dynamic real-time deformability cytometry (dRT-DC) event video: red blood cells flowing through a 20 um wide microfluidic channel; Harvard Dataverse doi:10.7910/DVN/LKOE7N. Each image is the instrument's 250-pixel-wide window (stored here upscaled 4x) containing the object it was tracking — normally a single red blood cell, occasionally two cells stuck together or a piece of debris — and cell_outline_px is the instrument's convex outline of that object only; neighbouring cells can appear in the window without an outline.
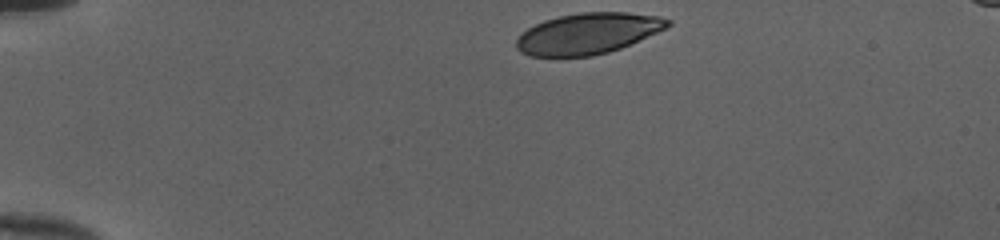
{"species": "human", "species_latin": "Homo sapiens", "temperature_condition": "cold", "stored_images_in_passage": 35, "camera_frame_rate_fps": 3000, "um_per_image_px": 0.085, "donor": {"sex": "female"}, "frame": {"image": 1, "passage_image": 1, "time_ms": 0.0, "image_size_px": [1000, 240], "cell_outline_px": [[672, 24], [668, 28], [620, 48], [608, 52], [592, 56], [532, 56], [520, 52], [516, 48], [516, 40], [528, 28], [544, 20], [560, 16], [580, 12], [628, 12], [660, 16], [672, 20]], "centroid_in_image_um": [50.02, 2.84], "position_along_channel_um": 35.0, "area_um2": 36.13}}
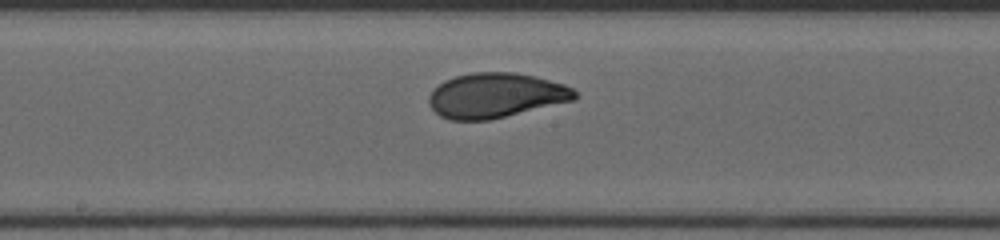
{"frame": {"image": 2, "passage_image": 19, "time_ms": 6.0, "image_size_px": [1000, 240], "cell_outline_px": [[576, 100], [488, 120], [448, 120], [440, 116], [428, 104], [428, 96], [444, 80], [456, 76], [472, 72], [516, 72], [536, 76], [564, 84], [572, 88], [576, 92]], "centroid_in_image_um": [42.14, 8.11], "position_along_channel_um": 206.1, "area_um2": 38.15}}
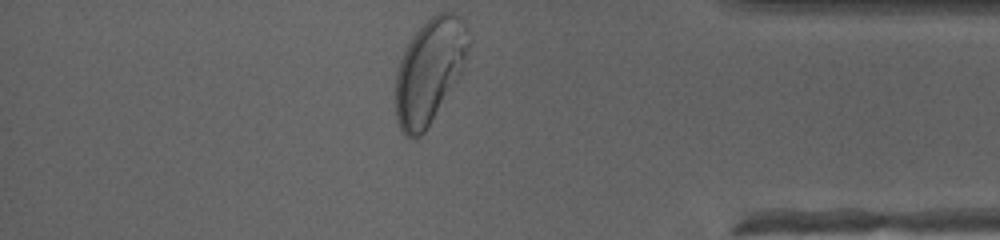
{"frame": {"image": 3, "passage_image": 35, "time_ms": 11.333, "image_size_px": [1000, 240], "cell_outline_px": [[472, 40], [460, 72], [424, 132], [416, 140], [412, 140], [400, 128], [396, 120], [396, 72], [400, 60], [412, 36], [432, 16], [440, 12], [452, 12], [460, 20]], "centroid_in_image_um": [36.48, 6.04], "position_along_channel_um": 398.7, "area_um2": 43.29}, "authors_computed_cell_mechanics": {"area_um2": 37.7434, "velocity_mm_per_s": 3.9966, "shape_relaxation_time_tau1_ms": 3.0763, "shape_relaxation_time_tau2_ms": null, "deformation_change_tau1": 0.1421, "deformation_change_tau2": null}}